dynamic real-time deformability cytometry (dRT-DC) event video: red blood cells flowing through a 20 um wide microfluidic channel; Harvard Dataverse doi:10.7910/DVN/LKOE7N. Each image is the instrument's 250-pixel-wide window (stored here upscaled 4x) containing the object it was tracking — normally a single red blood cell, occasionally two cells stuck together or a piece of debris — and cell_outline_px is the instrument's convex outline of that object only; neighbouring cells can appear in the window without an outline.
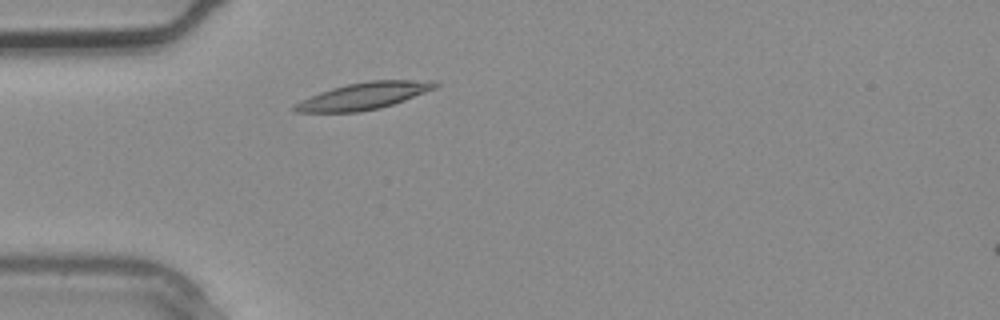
{"species": "common noctule bat (a hibernating species)", "species_latin": "Nyctalus noctula", "temperature_condition": "warm", "stored_images_in_passage": 3, "camera_frame_rate_fps": 3000, "um_per_image_px": 0.085, "animal": {"sex": "male", "body_mass_g": 20.4}, "frame": {"image": 1, "passage_image": 2, "time_ms": 0.333, "image_size_px": [1000, 320], "cell_outline_px": [[440, 84], [436, 88], [404, 100], [380, 108], [360, 112], [296, 112], [292, 108], [292, 104], [300, 100], [320, 92], [332, 88], [348, 84], [368, 80], [432, 80]], "centroid_in_image_um": [30.9, 8.15], "position_along_channel_um": 54.1, "area_um2": 22.02}}